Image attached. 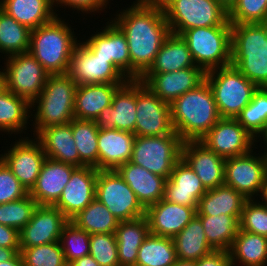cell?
Listing matches in <instances>:
<instances>
[{"mask_svg":"<svg viewBox=\"0 0 267 266\" xmlns=\"http://www.w3.org/2000/svg\"><path fill=\"white\" fill-rule=\"evenodd\" d=\"M111 20L125 34L131 59V80L150 68L160 47L171 34L160 4L134 2Z\"/></svg>","mask_w":267,"mask_h":266,"instance_id":"cell-1","label":"cell"},{"mask_svg":"<svg viewBox=\"0 0 267 266\" xmlns=\"http://www.w3.org/2000/svg\"><path fill=\"white\" fill-rule=\"evenodd\" d=\"M169 105L174 131L183 141H199L221 119L206 80Z\"/></svg>","mask_w":267,"mask_h":266,"instance_id":"cell-2","label":"cell"},{"mask_svg":"<svg viewBox=\"0 0 267 266\" xmlns=\"http://www.w3.org/2000/svg\"><path fill=\"white\" fill-rule=\"evenodd\" d=\"M231 64L258 88L267 87V23L231 24Z\"/></svg>","mask_w":267,"mask_h":266,"instance_id":"cell-3","label":"cell"},{"mask_svg":"<svg viewBox=\"0 0 267 266\" xmlns=\"http://www.w3.org/2000/svg\"><path fill=\"white\" fill-rule=\"evenodd\" d=\"M65 20L57 15L30 33L29 52L50 75L67 74L71 54L80 41Z\"/></svg>","mask_w":267,"mask_h":266,"instance_id":"cell-4","label":"cell"},{"mask_svg":"<svg viewBox=\"0 0 267 266\" xmlns=\"http://www.w3.org/2000/svg\"><path fill=\"white\" fill-rule=\"evenodd\" d=\"M77 84L68 74L49 75L40 95L30 104L35 136L41 129L71 122ZM37 105V106H36ZM34 113V114H33Z\"/></svg>","mask_w":267,"mask_h":266,"instance_id":"cell-5","label":"cell"},{"mask_svg":"<svg viewBox=\"0 0 267 266\" xmlns=\"http://www.w3.org/2000/svg\"><path fill=\"white\" fill-rule=\"evenodd\" d=\"M221 118H236L251 102L258 87L232 64L206 72Z\"/></svg>","mask_w":267,"mask_h":266,"instance_id":"cell-6","label":"cell"},{"mask_svg":"<svg viewBox=\"0 0 267 266\" xmlns=\"http://www.w3.org/2000/svg\"><path fill=\"white\" fill-rule=\"evenodd\" d=\"M161 6L176 35L197 27L231 26L228 11L217 0H166Z\"/></svg>","mask_w":267,"mask_h":266,"instance_id":"cell-7","label":"cell"},{"mask_svg":"<svg viewBox=\"0 0 267 266\" xmlns=\"http://www.w3.org/2000/svg\"><path fill=\"white\" fill-rule=\"evenodd\" d=\"M181 37L187 42L195 65L205 72L231 64V26L187 29Z\"/></svg>","mask_w":267,"mask_h":266,"instance_id":"cell-8","label":"cell"},{"mask_svg":"<svg viewBox=\"0 0 267 266\" xmlns=\"http://www.w3.org/2000/svg\"><path fill=\"white\" fill-rule=\"evenodd\" d=\"M183 142L175 131L165 136H136L130 162L168 179L181 159Z\"/></svg>","mask_w":267,"mask_h":266,"instance_id":"cell-9","label":"cell"},{"mask_svg":"<svg viewBox=\"0 0 267 266\" xmlns=\"http://www.w3.org/2000/svg\"><path fill=\"white\" fill-rule=\"evenodd\" d=\"M95 198L119 220L145 216V208L116 170H98Z\"/></svg>","mask_w":267,"mask_h":266,"instance_id":"cell-10","label":"cell"},{"mask_svg":"<svg viewBox=\"0 0 267 266\" xmlns=\"http://www.w3.org/2000/svg\"><path fill=\"white\" fill-rule=\"evenodd\" d=\"M253 150L225 159L224 184L234 188L246 199L260 196L267 174V152L256 154Z\"/></svg>","mask_w":267,"mask_h":266,"instance_id":"cell-11","label":"cell"},{"mask_svg":"<svg viewBox=\"0 0 267 266\" xmlns=\"http://www.w3.org/2000/svg\"><path fill=\"white\" fill-rule=\"evenodd\" d=\"M5 60L6 89L31 104L40 95L50 74L29 51Z\"/></svg>","mask_w":267,"mask_h":266,"instance_id":"cell-12","label":"cell"},{"mask_svg":"<svg viewBox=\"0 0 267 266\" xmlns=\"http://www.w3.org/2000/svg\"><path fill=\"white\" fill-rule=\"evenodd\" d=\"M174 132L170 105L142 81L136 80V136H165Z\"/></svg>","mask_w":267,"mask_h":266,"instance_id":"cell-13","label":"cell"},{"mask_svg":"<svg viewBox=\"0 0 267 266\" xmlns=\"http://www.w3.org/2000/svg\"><path fill=\"white\" fill-rule=\"evenodd\" d=\"M67 74L77 85L126 83L128 80L108 59L97 56L83 42L75 46Z\"/></svg>","mask_w":267,"mask_h":266,"instance_id":"cell-14","label":"cell"},{"mask_svg":"<svg viewBox=\"0 0 267 266\" xmlns=\"http://www.w3.org/2000/svg\"><path fill=\"white\" fill-rule=\"evenodd\" d=\"M199 141L225 159L258 149L255 138L236 118H221Z\"/></svg>","mask_w":267,"mask_h":266,"instance_id":"cell-15","label":"cell"},{"mask_svg":"<svg viewBox=\"0 0 267 266\" xmlns=\"http://www.w3.org/2000/svg\"><path fill=\"white\" fill-rule=\"evenodd\" d=\"M21 137L0 158L11 169L14 176L28 190L35 185L46 155L36 138ZM12 145V146H11Z\"/></svg>","mask_w":267,"mask_h":266,"instance_id":"cell-16","label":"cell"},{"mask_svg":"<svg viewBox=\"0 0 267 266\" xmlns=\"http://www.w3.org/2000/svg\"><path fill=\"white\" fill-rule=\"evenodd\" d=\"M110 21V22H109ZM82 41L93 53L108 59L128 81L131 80V59L125 34L112 21ZM99 31V32H98Z\"/></svg>","mask_w":267,"mask_h":266,"instance_id":"cell-17","label":"cell"},{"mask_svg":"<svg viewBox=\"0 0 267 266\" xmlns=\"http://www.w3.org/2000/svg\"><path fill=\"white\" fill-rule=\"evenodd\" d=\"M68 221L57 207L38 205L31 220L19 231L20 248L59 242Z\"/></svg>","mask_w":267,"mask_h":266,"instance_id":"cell-18","label":"cell"},{"mask_svg":"<svg viewBox=\"0 0 267 266\" xmlns=\"http://www.w3.org/2000/svg\"><path fill=\"white\" fill-rule=\"evenodd\" d=\"M206 72L201 67H190L173 72L144 73L142 81L162 101L171 103L187 91L205 81Z\"/></svg>","mask_w":267,"mask_h":266,"instance_id":"cell-19","label":"cell"},{"mask_svg":"<svg viewBox=\"0 0 267 266\" xmlns=\"http://www.w3.org/2000/svg\"><path fill=\"white\" fill-rule=\"evenodd\" d=\"M98 170L92 166L77 167L54 205L71 220L95 199Z\"/></svg>","mask_w":267,"mask_h":266,"instance_id":"cell-20","label":"cell"},{"mask_svg":"<svg viewBox=\"0 0 267 266\" xmlns=\"http://www.w3.org/2000/svg\"><path fill=\"white\" fill-rule=\"evenodd\" d=\"M98 129H117L135 134L136 80H129L114 94L112 104L94 120Z\"/></svg>","mask_w":267,"mask_h":266,"instance_id":"cell-21","label":"cell"},{"mask_svg":"<svg viewBox=\"0 0 267 266\" xmlns=\"http://www.w3.org/2000/svg\"><path fill=\"white\" fill-rule=\"evenodd\" d=\"M181 158L196 173L206 190L224 185L225 158L200 141H184Z\"/></svg>","mask_w":267,"mask_h":266,"instance_id":"cell-22","label":"cell"},{"mask_svg":"<svg viewBox=\"0 0 267 266\" xmlns=\"http://www.w3.org/2000/svg\"><path fill=\"white\" fill-rule=\"evenodd\" d=\"M197 208L188 207L163 199L148 206L145 217L150 234L174 238L195 217Z\"/></svg>","mask_w":267,"mask_h":266,"instance_id":"cell-23","label":"cell"},{"mask_svg":"<svg viewBox=\"0 0 267 266\" xmlns=\"http://www.w3.org/2000/svg\"><path fill=\"white\" fill-rule=\"evenodd\" d=\"M77 166L46 158L29 195L38 205L54 206Z\"/></svg>","mask_w":267,"mask_h":266,"instance_id":"cell-24","label":"cell"},{"mask_svg":"<svg viewBox=\"0 0 267 266\" xmlns=\"http://www.w3.org/2000/svg\"><path fill=\"white\" fill-rule=\"evenodd\" d=\"M206 192L199 177L181 158L166 179L163 200L198 208L199 200Z\"/></svg>","mask_w":267,"mask_h":266,"instance_id":"cell-25","label":"cell"},{"mask_svg":"<svg viewBox=\"0 0 267 266\" xmlns=\"http://www.w3.org/2000/svg\"><path fill=\"white\" fill-rule=\"evenodd\" d=\"M136 135L117 129H99L98 170H116L131 160Z\"/></svg>","mask_w":267,"mask_h":266,"instance_id":"cell-26","label":"cell"},{"mask_svg":"<svg viewBox=\"0 0 267 266\" xmlns=\"http://www.w3.org/2000/svg\"><path fill=\"white\" fill-rule=\"evenodd\" d=\"M34 137L40 142L46 158L80 167V156L72 136V121L45 127Z\"/></svg>","mask_w":267,"mask_h":266,"instance_id":"cell-27","label":"cell"},{"mask_svg":"<svg viewBox=\"0 0 267 266\" xmlns=\"http://www.w3.org/2000/svg\"><path fill=\"white\" fill-rule=\"evenodd\" d=\"M116 171L133 190L145 209L163 199L165 177L153 174L130 161L119 166Z\"/></svg>","mask_w":267,"mask_h":266,"instance_id":"cell-28","label":"cell"},{"mask_svg":"<svg viewBox=\"0 0 267 266\" xmlns=\"http://www.w3.org/2000/svg\"><path fill=\"white\" fill-rule=\"evenodd\" d=\"M125 83L77 85L74 100V117L95 120L103 108L112 104L115 92Z\"/></svg>","mask_w":267,"mask_h":266,"instance_id":"cell-29","label":"cell"},{"mask_svg":"<svg viewBox=\"0 0 267 266\" xmlns=\"http://www.w3.org/2000/svg\"><path fill=\"white\" fill-rule=\"evenodd\" d=\"M149 233L145 216L119 222L115 232L119 266H136L138 250Z\"/></svg>","mask_w":267,"mask_h":266,"instance_id":"cell-30","label":"cell"},{"mask_svg":"<svg viewBox=\"0 0 267 266\" xmlns=\"http://www.w3.org/2000/svg\"><path fill=\"white\" fill-rule=\"evenodd\" d=\"M1 9L30 30L59 15L55 12L54 0H2Z\"/></svg>","mask_w":267,"mask_h":266,"instance_id":"cell-31","label":"cell"},{"mask_svg":"<svg viewBox=\"0 0 267 266\" xmlns=\"http://www.w3.org/2000/svg\"><path fill=\"white\" fill-rule=\"evenodd\" d=\"M246 200L241 193L224 184L207 190L199 200L196 215L217 216L224 214L234 216L240 221Z\"/></svg>","mask_w":267,"mask_h":266,"instance_id":"cell-32","label":"cell"},{"mask_svg":"<svg viewBox=\"0 0 267 266\" xmlns=\"http://www.w3.org/2000/svg\"><path fill=\"white\" fill-rule=\"evenodd\" d=\"M195 65L187 42L181 37L171 33L160 47L154 62L145 73H165L182 70Z\"/></svg>","mask_w":267,"mask_h":266,"instance_id":"cell-33","label":"cell"},{"mask_svg":"<svg viewBox=\"0 0 267 266\" xmlns=\"http://www.w3.org/2000/svg\"><path fill=\"white\" fill-rule=\"evenodd\" d=\"M228 252L232 266H267V237L239 229Z\"/></svg>","mask_w":267,"mask_h":266,"instance_id":"cell-34","label":"cell"},{"mask_svg":"<svg viewBox=\"0 0 267 266\" xmlns=\"http://www.w3.org/2000/svg\"><path fill=\"white\" fill-rule=\"evenodd\" d=\"M172 239L178 260L198 261L214 251L206 240L202 222L197 215Z\"/></svg>","mask_w":267,"mask_h":266,"instance_id":"cell-35","label":"cell"},{"mask_svg":"<svg viewBox=\"0 0 267 266\" xmlns=\"http://www.w3.org/2000/svg\"><path fill=\"white\" fill-rule=\"evenodd\" d=\"M30 103L6 89L0 94V131L8 134H21L27 130L31 112ZM30 109V110H29ZM20 131V132H19Z\"/></svg>","mask_w":267,"mask_h":266,"instance_id":"cell-36","label":"cell"},{"mask_svg":"<svg viewBox=\"0 0 267 266\" xmlns=\"http://www.w3.org/2000/svg\"><path fill=\"white\" fill-rule=\"evenodd\" d=\"M203 225L206 240L214 250L229 251L240 229L239 220L230 215H197Z\"/></svg>","mask_w":267,"mask_h":266,"instance_id":"cell-37","label":"cell"},{"mask_svg":"<svg viewBox=\"0 0 267 266\" xmlns=\"http://www.w3.org/2000/svg\"><path fill=\"white\" fill-rule=\"evenodd\" d=\"M177 260L172 238L149 233L138 250L136 266H173Z\"/></svg>","mask_w":267,"mask_h":266,"instance_id":"cell-38","label":"cell"},{"mask_svg":"<svg viewBox=\"0 0 267 266\" xmlns=\"http://www.w3.org/2000/svg\"><path fill=\"white\" fill-rule=\"evenodd\" d=\"M70 221L89 234L115 233L120 222L96 198Z\"/></svg>","mask_w":267,"mask_h":266,"instance_id":"cell-39","label":"cell"},{"mask_svg":"<svg viewBox=\"0 0 267 266\" xmlns=\"http://www.w3.org/2000/svg\"><path fill=\"white\" fill-rule=\"evenodd\" d=\"M31 30L0 9V53L5 57L26 53L30 48Z\"/></svg>","mask_w":267,"mask_h":266,"instance_id":"cell-40","label":"cell"},{"mask_svg":"<svg viewBox=\"0 0 267 266\" xmlns=\"http://www.w3.org/2000/svg\"><path fill=\"white\" fill-rule=\"evenodd\" d=\"M98 132L94 120H72V136L80 156V167L92 166L98 170Z\"/></svg>","mask_w":267,"mask_h":266,"instance_id":"cell-41","label":"cell"},{"mask_svg":"<svg viewBox=\"0 0 267 266\" xmlns=\"http://www.w3.org/2000/svg\"><path fill=\"white\" fill-rule=\"evenodd\" d=\"M244 129L255 139L263 131L267 122V88H258L251 102L236 117Z\"/></svg>","mask_w":267,"mask_h":266,"instance_id":"cell-42","label":"cell"},{"mask_svg":"<svg viewBox=\"0 0 267 266\" xmlns=\"http://www.w3.org/2000/svg\"><path fill=\"white\" fill-rule=\"evenodd\" d=\"M59 242L68 265L78 258L89 255L90 234L70 220L64 225Z\"/></svg>","mask_w":267,"mask_h":266,"instance_id":"cell-43","label":"cell"},{"mask_svg":"<svg viewBox=\"0 0 267 266\" xmlns=\"http://www.w3.org/2000/svg\"><path fill=\"white\" fill-rule=\"evenodd\" d=\"M24 266H68L60 242L20 248Z\"/></svg>","mask_w":267,"mask_h":266,"instance_id":"cell-44","label":"cell"},{"mask_svg":"<svg viewBox=\"0 0 267 266\" xmlns=\"http://www.w3.org/2000/svg\"><path fill=\"white\" fill-rule=\"evenodd\" d=\"M37 206L29 194L20 200L0 204V224L20 231L31 220Z\"/></svg>","mask_w":267,"mask_h":266,"instance_id":"cell-45","label":"cell"},{"mask_svg":"<svg viewBox=\"0 0 267 266\" xmlns=\"http://www.w3.org/2000/svg\"><path fill=\"white\" fill-rule=\"evenodd\" d=\"M228 20L231 24L267 23V0H237Z\"/></svg>","mask_w":267,"mask_h":266,"instance_id":"cell-46","label":"cell"},{"mask_svg":"<svg viewBox=\"0 0 267 266\" xmlns=\"http://www.w3.org/2000/svg\"><path fill=\"white\" fill-rule=\"evenodd\" d=\"M240 230L267 237V207L261 200L247 199L244 203Z\"/></svg>","mask_w":267,"mask_h":266,"instance_id":"cell-47","label":"cell"},{"mask_svg":"<svg viewBox=\"0 0 267 266\" xmlns=\"http://www.w3.org/2000/svg\"><path fill=\"white\" fill-rule=\"evenodd\" d=\"M89 254L100 266H119L115 233L90 234Z\"/></svg>","mask_w":267,"mask_h":266,"instance_id":"cell-48","label":"cell"},{"mask_svg":"<svg viewBox=\"0 0 267 266\" xmlns=\"http://www.w3.org/2000/svg\"><path fill=\"white\" fill-rule=\"evenodd\" d=\"M28 194V190L0 158V204L20 200Z\"/></svg>","mask_w":267,"mask_h":266,"instance_id":"cell-49","label":"cell"},{"mask_svg":"<svg viewBox=\"0 0 267 266\" xmlns=\"http://www.w3.org/2000/svg\"><path fill=\"white\" fill-rule=\"evenodd\" d=\"M109 2L110 0H54V6L56 8L58 5L66 6L65 8L70 7L72 10H77L80 14L85 15V13L92 14L103 11L107 8Z\"/></svg>","mask_w":267,"mask_h":266,"instance_id":"cell-50","label":"cell"},{"mask_svg":"<svg viewBox=\"0 0 267 266\" xmlns=\"http://www.w3.org/2000/svg\"><path fill=\"white\" fill-rule=\"evenodd\" d=\"M196 266H232L228 251L214 250L196 261Z\"/></svg>","mask_w":267,"mask_h":266,"instance_id":"cell-51","label":"cell"},{"mask_svg":"<svg viewBox=\"0 0 267 266\" xmlns=\"http://www.w3.org/2000/svg\"><path fill=\"white\" fill-rule=\"evenodd\" d=\"M0 247L20 249L19 231L13 227L0 224Z\"/></svg>","mask_w":267,"mask_h":266,"instance_id":"cell-52","label":"cell"},{"mask_svg":"<svg viewBox=\"0 0 267 266\" xmlns=\"http://www.w3.org/2000/svg\"><path fill=\"white\" fill-rule=\"evenodd\" d=\"M68 266H100L89 254L71 262Z\"/></svg>","mask_w":267,"mask_h":266,"instance_id":"cell-53","label":"cell"},{"mask_svg":"<svg viewBox=\"0 0 267 266\" xmlns=\"http://www.w3.org/2000/svg\"><path fill=\"white\" fill-rule=\"evenodd\" d=\"M18 253H20V249L0 247V262L12 260Z\"/></svg>","mask_w":267,"mask_h":266,"instance_id":"cell-54","label":"cell"},{"mask_svg":"<svg viewBox=\"0 0 267 266\" xmlns=\"http://www.w3.org/2000/svg\"><path fill=\"white\" fill-rule=\"evenodd\" d=\"M0 266H24L23 258L21 254L18 253L12 260L0 262Z\"/></svg>","mask_w":267,"mask_h":266,"instance_id":"cell-55","label":"cell"},{"mask_svg":"<svg viewBox=\"0 0 267 266\" xmlns=\"http://www.w3.org/2000/svg\"><path fill=\"white\" fill-rule=\"evenodd\" d=\"M258 139H260L259 141H261L262 143V140L264 141L263 144H265V148H264V151L267 152V122L265 124V127L263 129V131L260 133V135L256 138L255 142H259L257 141ZM266 149V150H265Z\"/></svg>","mask_w":267,"mask_h":266,"instance_id":"cell-56","label":"cell"},{"mask_svg":"<svg viewBox=\"0 0 267 266\" xmlns=\"http://www.w3.org/2000/svg\"><path fill=\"white\" fill-rule=\"evenodd\" d=\"M259 199H262V203L264 205H267V174L265 176V180H264V183H263V188H262V192L260 194V197Z\"/></svg>","mask_w":267,"mask_h":266,"instance_id":"cell-57","label":"cell"},{"mask_svg":"<svg viewBox=\"0 0 267 266\" xmlns=\"http://www.w3.org/2000/svg\"><path fill=\"white\" fill-rule=\"evenodd\" d=\"M2 70L0 71V94L6 90V76L4 69Z\"/></svg>","mask_w":267,"mask_h":266,"instance_id":"cell-58","label":"cell"},{"mask_svg":"<svg viewBox=\"0 0 267 266\" xmlns=\"http://www.w3.org/2000/svg\"><path fill=\"white\" fill-rule=\"evenodd\" d=\"M227 11H229L237 0H217Z\"/></svg>","mask_w":267,"mask_h":266,"instance_id":"cell-59","label":"cell"},{"mask_svg":"<svg viewBox=\"0 0 267 266\" xmlns=\"http://www.w3.org/2000/svg\"><path fill=\"white\" fill-rule=\"evenodd\" d=\"M173 266H196V261L177 260Z\"/></svg>","mask_w":267,"mask_h":266,"instance_id":"cell-60","label":"cell"},{"mask_svg":"<svg viewBox=\"0 0 267 266\" xmlns=\"http://www.w3.org/2000/svg\"><path fill=\"white\" fill-rule=\"evenodd\" d=\"M166 0H136L135 2L142 3V4H162Z\"/></svg>","mask_w":267,"mask_h":266,"instance_id":"cell-61","label":"cell"}]
</instances>
